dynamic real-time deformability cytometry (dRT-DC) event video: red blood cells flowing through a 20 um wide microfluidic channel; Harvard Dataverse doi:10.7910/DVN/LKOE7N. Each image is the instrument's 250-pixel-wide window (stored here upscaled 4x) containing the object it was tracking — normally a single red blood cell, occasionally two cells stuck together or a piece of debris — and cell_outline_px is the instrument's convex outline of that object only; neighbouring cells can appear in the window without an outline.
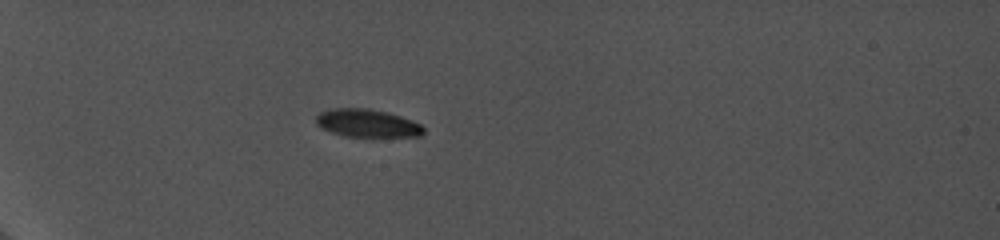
{"species": "common noctule bat (a hibernating species)", "species_latin": "Nyctalus noctula", "temperature_condition": "cold", "stored_images_in_passage": 42, "camera_frame_rate_fps": 5000, "um_per_image_px": 0.085, "animal": {"sex": "female", "body_mass_g": 19.0, "forearm_length_mm": 56.7}, "frame": {"image": 1, "passage_image": 1, "time_ms": 0.0, "image_size_px": [1000, 240], "cell_outline_px": [[424, 132], [420, 136], [344, 136], [320, 128], [316, 124], [316, 116], [320, 112], [332, 108], [368, 108], [388, 112], [412, 120], [420, 124], [424, 128]], "centroid_in_image_um": [31.19, 10.46], "position_along_channel_um": 53.8, "area_um2": 17.46}}
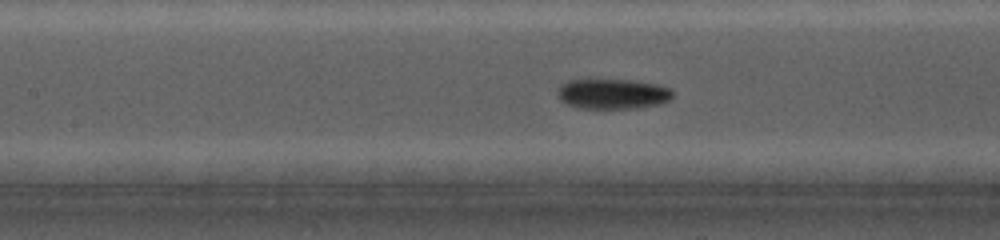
{"frame": {"image": 2, "passage_image": 17, "time_ms": 3.8, "image_size_px": [1000, 240], "cell_outline_px": [[672, 100], [660, 104], [636, 108], [576, 108], [560, 100], [556, 92], [560, 84], [568, 80], [632, 80], [660, 84], [672, 88]], "centroid_in_image_um": [52.1, 7.98], "position_along_channel_um": 155.3, "area_um2": 20.52}}
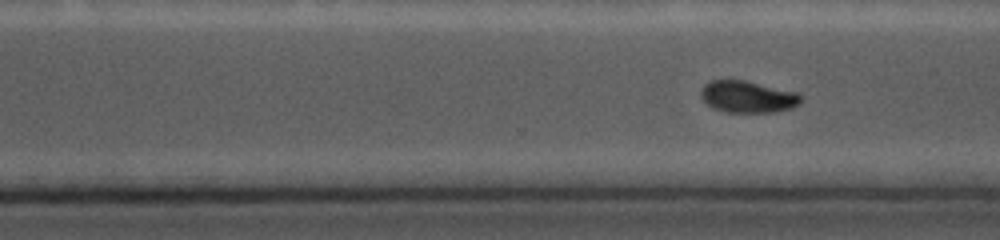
{"frame": {"image": 3, "passage_image": 34, "time_ms": 7.8, "image_size_px": [1000, 240], "cell_outline_px": [[800, 104], [792, 108], [776, 112], [724, 112], [712, 108], [700, 96], [700, 92], [704, 84], [712, 80], [744, 80], [800, 92]], "centroid_in_image_um": [63.57, 8.22], "position_along_channel_um": 307.0, "area_um2": 18.73}}